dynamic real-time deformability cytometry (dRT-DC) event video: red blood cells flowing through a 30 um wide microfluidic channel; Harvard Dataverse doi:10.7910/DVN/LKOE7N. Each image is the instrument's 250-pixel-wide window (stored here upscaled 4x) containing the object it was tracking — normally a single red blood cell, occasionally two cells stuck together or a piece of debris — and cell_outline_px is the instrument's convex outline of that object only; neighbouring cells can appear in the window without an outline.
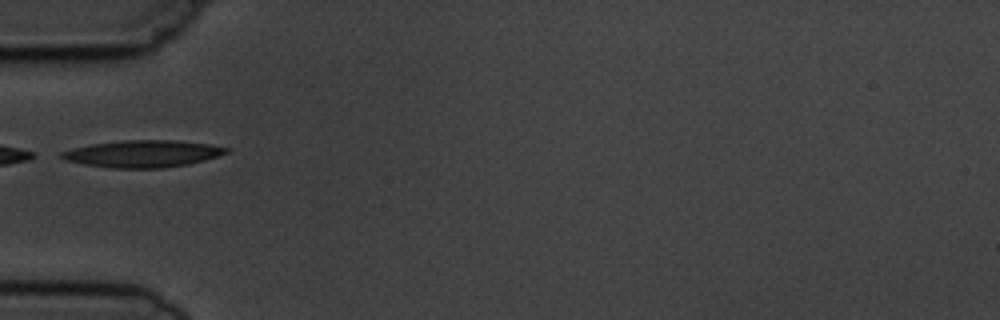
{"species": "common noctule bat (a hibernating species)", "species_latin": "Nyctalus noctula", "temperature_condition": "cold", "stored_images_in_passage": 7, "camera_frame_rate_fps": 3000, "um_per_image_px": 0.085, "animal": {"sex": "male", "body_mass_g": 19.5, "forearm_length_mm": 54.6}, "frame": {"image": 1, "passage_image": 3, "time_ms": 3.333, "image_size_px": [1000, 320], "cell_outline_px": [[228, 152], [204, 160], [188, 164], [164, 168], [108, 168], [84, 164], [68, 160], [60, 156], [60, 152], [72, 148], [92, 144], [124, 140], [172, 140], [208, 144], [228, 148]], "centroid_in_image_um": [12.11, 13.07], "position_along_channel_um": 72.9, "area_um2": 25.66}}
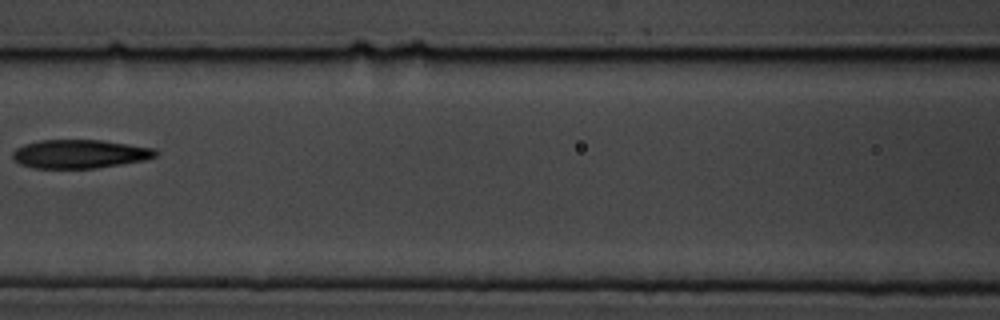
{"frame": {"image": 2, "passage_image": 5, "time_ms": 5.667, "image_size_px": [1000, 320], "cell_outline_px": [[160, 152], [156, 156], [144, 160], [96, 168], [32, 168], [20, 164], [12, 156], [12, 152], [16, 148], [24, 144], [40, 140], [100, 140], [156, 148]], "centroid_in_image_um": [6.79, 13.08], "position_along_channel_um": 159.8, "area_um2": 23.87}}
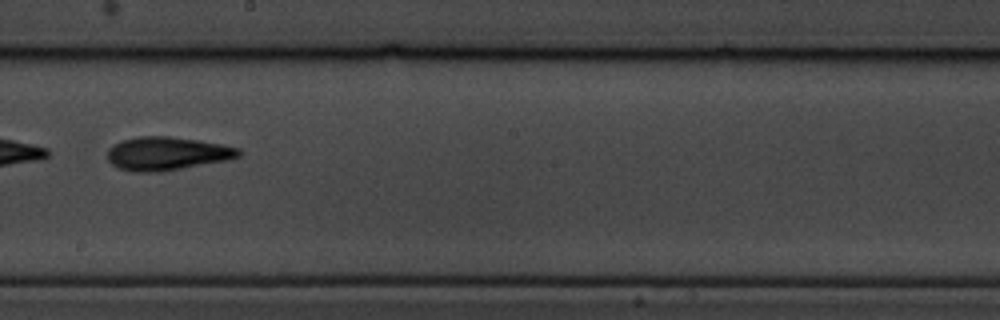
{"frame": {"image": 3, "passage_image": 7, "time_ms": 7.667, "image_size_px": [1000, 320], "cell_outline_px": [[244, 152], [240, 156], [228, 160], [160, 172], [140, 172], [120, 168], [112, 164], [108, 160], [108, 148], [112, 144], [136, 136], [168, 136], [224, 144], [240, 148]], "centroid_in_image_um": [14.23, 13.04], "position_along_channel_um": 234.0, "area_um2": 25.61}}